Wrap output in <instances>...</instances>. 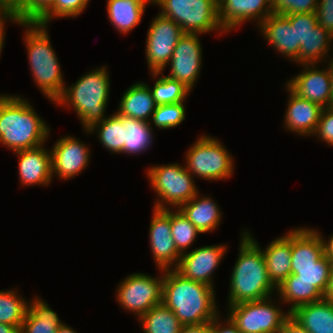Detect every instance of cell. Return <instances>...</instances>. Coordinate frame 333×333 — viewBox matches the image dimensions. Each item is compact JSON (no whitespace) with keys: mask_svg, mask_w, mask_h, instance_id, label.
Listing matches in <instances>:
<instances>
[{"mask_svg":"<svg viewBox=\"0 0 333 333\" xmlns=\"http://www.w3.org/2000/svg\"><path fill=\"white\" fill-rule=\"evenodd\" d=\"M185 168L204 180L218 181L234 173V159L216 137L201 135L186 152ZM195 175V176H194Z\"/></svg>","mask_w":333,"mask_h":333,"instance_id":"obj_8","label":"cell"},{"mask_svg":"<svg viewBox=\"0 0 333 333\" xmlns=\"http://www.w3.org/2000/svg\"><path fill=\"white\" fill-rule=\"evenodd\" d=\"M289 94L284 116V127L300 136H313L323 108L295 94L287 85Z\"/></svg>","mask_w":333,"mask_h":333,"instance_id":"obj_20","label":"cell"},{"mask_svg":"<svg viewBox=\"0 0 333 333\" xmlns=\"http://www.w3.org/2000/svg\"><path fill=\"white\" fill-rule=\"evenodd\" d=\"M56 333H77L71 326H67L64 322L58 327Z\"/></svg>","mask_w":333,"mask_h":333,"instance_id":"obj_49","label":"cell"},{"mask_svg":"<svg viewBox=\"0 0 333 333\" xmlns=\"http://www.w3.org/2000/svg\"><path fill=\"white\" fill-rule=\"evenodd\" d=\"M5 10L0 6V15L4 12Z\"/></svg>","mask_w":333,"mask_h":333,"instance_id":"obj_53","label":"cell"},{"mask_svg":"<svg viewBox=\"0 0 333 333\" xmlns=\"http://www.w3.org/2000/svg\"><path fill=\"white\" fill-rule=\"evenodd\" d=\"M160 277L145 273H132L118 284L117 301L125 311L138 319L152 307L162 303L164 270L159 269ZM162 272V273H161Z\"/></svg>","mask_w":333,"mask_h":333,"instance_id":"obj_10","label":"cell"},{"mask_svg":"<svg viewBox=\"0 0 333 333\" xmlns=\"http://www.w3.org/2000/svg\"><path fill=\"white\" fill-rule=\"evenodd\" d=\"M250 231L241 233L239 254L231 272L228 305L262 300L277 287L269 279L261 246Z\"/></svg>","mask_w":333,"mask_h":333,"instance_id":"obj_2","label":"cell"},{"mask_svg":"<svg viewBox=\"0 0 333 333\" xmlns=\"http://www.w3.org/2000/svg\"><path fill=\"white\" fill-rule=\"evenodd\" d=\"M17 291L14 288L0 291V323L16 326L20 330L29 302Z\"/></svg>","mask_w":333,"mask_h":333,"instance_id":"obj_35","label":"cell"},{"mask_svg":"<svg viewBox=\"0 0 333 333\" xmlns=\"http://www.w3.org/2000/svg\"><path fill=\"white\" fill-rule=\"evenodd\" d=\"M179 210L200 233L212 232L222 221V212L217 202L208 196L200 197L199 192Z\"/></svg>","mask_w":333,"mask_h":333,"instance_id":"obj_25","label":"cell"},{"mask_svg":"<svg viewBox=\"0 0 333 333\" xmlns=\"http://www.w3.org/2000/svg\"><path fill=\"white\" fill-rule=\"evenodd\" d=\"M319 69L316 64H303V70L286 82V85L298 96L320 105L332 106V85L329 64Z\"/></svg>","mask_w":333,"mask_h":333,"instance_id":"obj_17","label":"cell"},{"mask_svg":"<svg viewBox=\"0 0 333 333\" xmlns=\"http://www.w3.org/2000/svg\"><path fill=\"white\" fill-rule=\"evenodd\" d=\"M227 248L226 244H215L192 249L181 255L175 270L186 279L201 282L214 288L212 277L223 260Z\"/></svg>","mask_w":333,"mask_h":333,"instance_id":"obj_14","label":"cell"},{"mask_svg":"<svg viewBox=\"0 0 333 333\" xmlns=\"http://www.w3.org/2000/svg\"><path fill=\"white\" fill-rule=\"evenodd\" d=\"M90 0H54L53 4L35 21L37 24L48 26L50 21L57 18H74L84 12Z\"/></svg>","mask_w":333,"mask_h":333,"instance_id":"obj_37","label":"cell"},{"mask_svg":"<svg viewBox=\"0 0 333 333\" xmlns=\"http://www.w3.org/2000/svg\"><path fill=\"white\" fill-rule=\"evenodd\" d=\"M148 4L152 0H107L108 19L120 34H128L140 24Z\"/></svg>","mask_w":333,"mask_h":333,"instance_id":"obj_27","label":"cell"},{"mask_svg":"<svg viewBox=\"0 0 333 333\" xmlns=\"http://www.w3.org/2000/svg\"><path fill=\"white\" fill-rule=\"evenodd\" d=\"M291 265L316 264L325 254L322 235L314 228L291 230Z\"/></svg>","mask_w":333,"mask_h":333,"instance_id":"obj_22","label":"cell"},{"mask_svg":"<svg viewBox=\"0 0 333 333\" xmlns=\"http://www.w3.org/2000/svg\"><path fill=\"white\" fill-rule=\"evenodd\" d=\"M295 26L296 44H300L299 64H318L327 59L333 35L318 25L316 13L285 16Z\"/></svg>","mask_w":333,"mask_h":333,"instance_id":"obj_11","label":"cell"},{"mask_svg":"<svg viewBox=\"0 0 333 333\" xmlns=\"http://www.w3.org/2000/svg\"><path fill=\"white\" fill-rule=\"evenodd\" d=\"M217 5L219 23L226 33L251 19L259 26L273 14L272 0H217Z\"/></svg>","mask_w":333,"mask_h":333,"instance_id":"obj_18","label":"cell"},{"mask_svg":"<svg viewBox=\"0 0 333 333\" xmlns=\"http://www.w3.org/2000/svg\"><path fill=\"white\" fill-rule=\"evenodd\" d=\"M318 0H272L273 14L315 13Z\"/></svg>","mask_w":333,"mask_h":333,"instance_id":"obj_40","label":"cell"},{"mask_svg":"<svg viewBox=\"0 0 333 333\" xmlns=\"http://www.w3.org/2000/svg\"><path fill=\"white\" fill-rule=\"evenodd\" d=\"M123 125V153L136 155L146 152L153 142V128L150 122L125 117L114 113Z\"/></svg>","mask_w":333,"mask_h":333,"instance_id":"obj_29","label":"cell"},{"mask_svg":"<svg viewBox=\"0 0 333 333\" xmlns=\"http://www.w3.org/2000/svg\"><path fill=\"white\" fill-rule=\"evenodd\" d=\"M138 321L143 333H179L182 327L174 312L163 303L149 309Z\"/></svg>","mask_w":333,"mask_h":333,"instance_id":"obj_32","label":"cell"},{"mask_svg":"<svg viewBox=\"0 0 333 333\" xmlns=\"http://www.w3.org/2000/svg\"><path fill=\"white\" fill-rule=\"evenodd\" d=\"M322 239L324 242L325 254L329 258V260L333 262V234L330 237H328V240H326L322 235Z\"/></svg>","mask_w":333,"mask_h":333,"instance_id":"obj_47","label":"cell"},{"mask_svg":"<svg viewBox=\"0 0 333 333\" xmlns=\"http://www.w3.org/2000/svg\"><path fill=\"white\" fill-rule=\"evenodd\" d=\"M162 71L151 72L152 77L155 79V84L149 89L152 93L153 99L157 105L174 104L186 101L188 94L191 90L183 83L164 76ZM162 74V75H161Z\"/></svg>","mask_w":333,"mask_h":333,"instance_id":"obj_33","label":"cell"},{"mask_svg":"<svg viewBox=\"0 0 333 333\" xmlns=\"http://www.w3.org/2000/svg\"><path fill=\"white\" fill-rule=\"evenodd\" d=\"M151 187L157 194L153 208L179 209L197 193L193 175L179 163L153 165L146 170ZM171 207V208H170Z\"/></svg>","mask_w":333,"mask_h":333,"instance_id":"obj_6","label":"cell"},{"mask_svg":"<svg viewBox=\"0 0 333 333\" xmlns=\"http://www.w3.org/2000/svg\"><path fill=\"white\" fill-rule=\"evenodd\" d=\"M0 333H20V330L16 326L0 323Z\"/></svg>","mask_w":333,"mask_h":333,"instance_id":"obj_48","label":"cell"},{"mask_svg":"<svg viewBox=\"0 0 333 333\" xmlns=\"http://www.w3.org/2000/svg\"><path fill=\"white\" fill-rule=\"evenodd\" d=\"M325 298H328L331 301H333V266H332V270H331L330 285H329L328 291L325 295Z\"/></svg>","mask_w":333,"mask_h":333,"instance_id":"obj_50","label":"cell"},{"mask_svg":"<svg viewBox=\"0 0 333 333\" xmlns=\"http://www.w3.org/2000/svg\"><path fill=\"white\" fill-rule=\"evenodd\" d=\"M54 0H15L6 11L19 22H35Z\"/></svg>","mask_w":333,"mask_h":333,"instance_id":"obj_38","label":"cell"},{"mask_svg":"<svg viewBox=\"0 0 333 333\" xmlns=\"http://www.w3.org/2000/svg\"><path fill=\"white\" fill-rule=\"evenodd\" d=\"M110 76L105 65L89 71L71 86H65L54 102L58 106H71L83 129L87 130L105 116L110 94Z\"/></svg>","mask_w":333,"mask_h":333,"instance_id":"obj_5","label":"cell"},{"mask_svg":"<svg viewBox=\"0 0 333 333\" xmlns=\"http://www.w3.org/2000/svg\"><path fill=\"white\" fill-rule=\"evenodd\" d=\"M290 316L309 333H333V301H320L297 307Z\"/></svg>","mask_w":333,"mask_h":333,"instance_id":"obj_23","label":"cell"},{"mask_svg":"<svg viewBox=\"0 0 333 333\" xmlns=\"http://www.w3.org/2000/svg\"><path fill=\"white\" fill-rule=\"evenodd\" d=\"M50 127L24 97L0 94V143L13 152L39 147Z\"/></svg>","mask_w":333,"mask_h":333,"instance_id":"obj_3","label":"cell"},{"mask_svg":"<svg viewBox=\"0 0 333 333\" xmlns=\"http://www.w3.org/2000/svg\"><path fill=\"white\" fill-rule=\"evenodd\" d=\"M258 27L273 50L299 65L300 44H296L295 26L285 16L271 14Z\"/></svg>","mask_w":333,"mask_h":333,"instance_id":"obj_21","label":"cell"},{"mask_svg":"<svg viewBox=\"0 0 333 333\" xmlns=\"http://www.w3.org/2000/svg\"><path fill=\"white\" fill-rule=\"evenodd\" d=\"M329 62V73H330V80H331V85H332V106H333V57H331Z\"/></svg>","mask_w":333,"mask_h":333,"instance_id":"obj_51","label":"cell"},{"mask_svg":"<svg viewBox=\"0 0 333 333\" xmlns=\"http://www.w3.org/2000/svg\"><path fill=\"white\" fill-rule=\"evenodd\" d=\"M220 317L219 313L213 320V333H241L228 316L227 319L225 317L224 321ZM222 322L225 323L223 324Z\"/></svg>","mask_w":333,"mask_h":333,"instance_id":"obj_43","label":"cell"},{"mask_svg":"<svg viewBox=\"0 0 333 333\" xmlns=\"http://www.w3.org/2000/svg\"><path fill=\"white\" fill-rule=\"evenodd\" d=\"M333 262L324 254L316 264L291 265V274L283 282L312 283L324 296L331 278Z\"/></svg>","mask_w":333,"mask_h":333,"instance_id":"obj_30","label":"cell"},{"mask_svg":"<svg viewBox=\"0 0 333 333\" xmlns=\"http://www.w3.org/2000/svg\"><path fill=\"white\" fill-rule=\"evenodd\" d=\"M279 301L290 304L288 312L299 306L322 300L325 296L312 283L282 282L275 290Z\"/></svg>","mask_w":333,"mask_h":333,"instance_id":"obj_31","label":"cell"},{"mask_svg":"<svg viewBox=\"0 0 333 333\" xmlns=\"http://www.w3.org/2000/svg\"><path fill=\"white\" fill-rule=\"evenodd\" d=\"M20 333H56L63 323L49 304L39 297L30 301Z\"/></svg>","mask_w":333,"mask_h":333,"instance_id":"obj_28","label":"cell"},{"mask_svg":"<svg viewBox=\"0 0 333 333\" xmlns=\"http://www.w3.org/2000/svg\"><path fill=\"white\" fill-rule=\"evenodd\" d=\"M44 146L14 152L19 157V180L24 187L48 186L53 180L51 153Z\"/></svg>","mask_w":333,"mask_h":333,"instance_id":"obj_19","label":"cell"},{"mask_svg":"<svg viewBox=\"0 0 333 333\" xmlns=\"http://www.w3.org/2000/svg\"><path fill=\"white\" fill-rule=\"evenodd\" d=\"M185 101L174 104L157 105L152 114L150 123L153 122L158 129H170L177 127L185 120Z\"/></svg>","mask_w":333,"mask_h":333,"instance_id":"obj_39","label":"cell"},{"mask_svg":"<svg viewBox=\"0 0 333 333\" xmlns=\"http://www.w3.org/2000/svg\"><path fill=\"white\" fill-rule=\"evenodd\" d=\"M199 33H184L176 44L170 65L171 79L183 83L191 91L196 84L202 67V47Z\"/></svg>","mask_w":333,"mask_h":333,"instance_id":"obj_13","label":"cell"},{"mask_svg":"<svg viewBox=\"0 0 333 333\" xmlns=\"http://www.w3.org/2000/svg\"><path fill=\"white\" fill-rule=\"evenodd\" d=\"M13 22L18 24L19 21L14 18L10 13H8L6 10L0 15V55L2 52V49L4 48V42H5V23L6 21Z\"/></svg>","mask_w":333,"mask_h":333,"instance_id":"obj_46","label":"cell"},{"mask_svg":"<svg viewBox=\"0 0 333 333\" xmlns=\"http://www.w3.org/2000/svg\"><path fill=\"white\" fill-rule=\"evenodd\" d=\"M280 333H309L305 328H303L298 322H296L291 316H289L281 330Z\"/></svg>","mask_w":333,"mask_h":333,"instance_id":"obj_45","label":"cell"},{"mask_svg":"<svg viewBox=\"0 0 333 333\" xmlns=\"http://www.w3.org/2000/svg\"><path fill=\"white\" fill-rule=\"evenodd\" d=\"M149 226V244L158 269H175L181 253L172 238L170 209H153Z\"/></svg>","mask_w":333,"mask_h":333,"instance_id":"obj_15","label":"cell"},{"mask_svg":"<svg viewBox=\"0 0 333 333\" xmlns=\"http://www.w3.org/2000/svg\"><path fill=\"white\" fill-rule=\"evenodd\" d=\"M313 135L333 146V106L323 108Z\"/></svg>","mask_w":333,"mask_h":333,"instance_id":"obj_41","label":"cell"},{"mask_svg":"<svg viewBox=\"0 0 333 333\" xmlns=\"http://www.w3.org/2000/svg\"><path fill=\"white\" fill-rule=\"evenodd\" d=\"M159 5V14L172 19L184 33H226L218 19L217 0H152Z\"/></svg>","mask_w":333,"mask_h":333,"instance_id":"obj_7","label":"cell"},{"mask_svg":"<svg viewBox=\"0 0 333 333\" xmlns=\"http://www.w3.org/2000/svg\"><path fill=\"white\" fill-rule=\"evenodd\" d=\"M261 250L269 279L278 287L291 274V230Z\"/></svg>","mask_w":333,"mask_h":333,"instance_id":"obj_26","label":"cell"},{"mask_svg":"<svg viewBox=\"0 0 333 333\" xmlns=\"http://www.w3.org/2000/svg\"><path fill=\"white\" fill-rule=\"evenodd\" d=\"M275 303L277 302H273L270 296L262 300L227 306L228 317L241 333H280L290 312L281 310L282 302L277 305Z\"/></svg>","mask_w":333,"mask_h":333,"instance_id":"obj_9","label":"cell"},{"mask_svg":"<svg viewBox=\"0 0 333 333\" xmlns=\"http://www.w3.org/2000/svg\"><path fill=\"white\" fill-rule=\"evenodd\" d=\"M15 0H0V6L6 10Z\"/></svg>","mask_w":333,"mask_h":333,"instance_id":"obj_52","label":"cell"},{"mask_svg":"<svg viewBox=\"0 0 333 333\" xmlns=\"http://www.w3.org/2000/svg\"><path fill=\"white\" fill-rule=\"evenodd\" d=\"M315 13L318 25L333 35V0H318Z\"/></svg>","mask_w":333,"mask_h":333,"instance_id":"obj_42","label":"cell"},{"mask_svg":"<svg viewBox=\"0 0 333 333\" xmlns=\"http://www.w3.org/2000/svg\"><path fill=\"white\" fill-rule=\"evenodd\" d=\"M170 209L172 238L177 250L184 254L196 240L199 230L181 213L179 209Z\"/></svg>","mask_w":333,"mask_h":333,"instance_id":"obj_36","label":"cell"},{"mask_svg":"<svg viewBox=\"0 0 333 333\" xmlns=\"http://www.w3.org/2000/svg\"><path fill=\"white\" fill-rule=\"evenodd\" d=\"M179 333H213V321L200 325L182 326Z\"/></svg>","mask_w":333,"mask_h":333,"instance_id":"obj_44","label":"cell"},{"mask_svg":"<svg viewBox=\"0 0 333 333\" xmlns=\"http://www.w3.org/2000/svg\"><path fill=\"white\" fill-rule=\"evenodd\" d=\"M157 104L149 86L145 82H136L125 90L118 104L117 113L133 119L150 122Z\"/></svg>","mask_w":333,"mask_h":333,"instance_id":"obj_24","label":"cell"},{"mask_svg":"<svg viewBox=\"0 0 333 333\" xmlns=\"http://www.w3.org/2000/svg\"><path fill=\"white\" fill-rule=\"evenodd\" d=\"M184 34L181 26L158 13L150 23L146 38V60L151 72H164L176 44Z\"/></svg>","mask_w":333,"mask_h":333,"instance_id":"obj_12","label":"cell"},{"mask_svg":"<svg viewBox=\"0 0 333 333\" xmlns=\"http://www.w3.org/2000/svg\"><path fill=\"white\" fill-rule=\"evenodd\" d=\"M86 145L71 135L59 138L50 149L52 176L68 180L83 172L90 162V150Z\"/></svg>","mask_w":333,"mask_h":333,"instance_id":"obj_16","label":"cell"},{"mask_svg":"<svg viewBox=\"0 0 333 333\" xmlns=\"http://www.w3.org/2000/svg\"><path fill=\"white\" fill-rule=\"evenodd\" d=\"M18 25L26 28L23 40L33 80L42 94L54 103L66 85L58 57L50 43L48 26L36 22H19Z\"/></svg>","mask_w":333,"mask_h":333,"instance_id":"obj_4","label":"cell"},{"mask_svg":"<svg viewBox=\"0 0 333 333\" xmlns=\"http://www.w3.org/2000/svg\"><path fill=\"white\" fill-rule=\"evenodd\" d=\"M162 303L182 326L209 323L219 314L214 288L186 279L175 269L164 270Z\"/></svg>","mask_w":333,"mask_h":333,"instance_id":"obj_1","label":"cell"},{"mask_svg":"<svg viewBox=\"0 0 333 333\" xmlns=\"http://www.w3.org/2000/svg\"><path fill=\"white\" fill-rule=\"evenodd\" d=\"M87 134H97L98 140L103 147L113 153H123V125L121 120L113 113L102 121L95 123L85 130Z\"/></svg>","mask_w":333,"mask_h":333,"instance_id":"obj_34","label":"cell"}]
</instances>
